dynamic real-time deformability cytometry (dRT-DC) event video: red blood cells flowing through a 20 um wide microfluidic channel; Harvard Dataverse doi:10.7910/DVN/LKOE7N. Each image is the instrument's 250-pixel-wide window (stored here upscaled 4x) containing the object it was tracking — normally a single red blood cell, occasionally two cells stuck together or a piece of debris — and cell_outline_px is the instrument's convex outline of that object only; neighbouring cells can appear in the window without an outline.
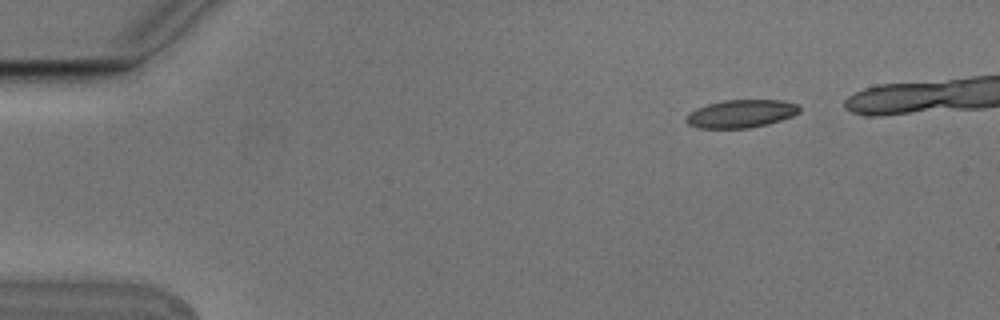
{"species": "Egyptian fruit bat (a non-hibernating species)", "species_latin": "Rousettus aegyptiacus", "temperature_condition": "cold", "stored_images_in_passage": 5, "camera_frame_rate_fps": 3000, "um_per_image_px": 0.085, "animal": {"sex": "male"}, "frame": {"image": 1, "passage_image": 2, "time_ms": 0.333, "image_size_px": [1000, 320], "cell_outline_px": [[800, 112], [792, 116], [768, 124], [748, 128], [696, 128], [688, 124], [684, 120], [684, 116], [688, 112], [696, 108], [708, 104], [724, 100], [780, 100], [796, 104], [800, 108]], "centroid_in_image_um": [62.93, 9.67], "position_along_channel_um": 22.1, "area_um2": 18.55}}